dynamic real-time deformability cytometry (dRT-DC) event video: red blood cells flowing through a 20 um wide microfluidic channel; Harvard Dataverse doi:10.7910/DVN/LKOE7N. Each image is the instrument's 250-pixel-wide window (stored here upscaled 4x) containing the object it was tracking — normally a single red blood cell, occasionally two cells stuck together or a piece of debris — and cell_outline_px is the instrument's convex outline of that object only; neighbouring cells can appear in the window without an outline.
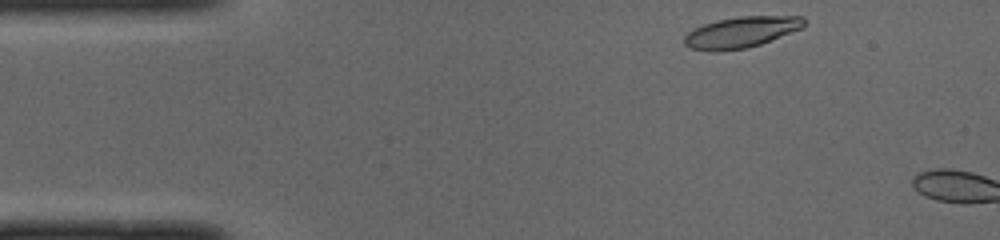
{"species": "common noctule bat (a hibernating species)", "species_latin": "Nyctalus noctula", "temperature_condition": "cold", "stored_images_in_passage": 4, "camera_frame_rate_fps": 3000, "um_per_image_px": 0.085, "animal": {"sex": "male", "body_mass_g": 19.0, "forearm_length_mm": 50.8}, "frame": {"image": 1, "passage_image": 2, "time_ms": 0.333, "image_size_px": [1000, 240], "cell_outline_px": [[804, 28], [760, 44], [748, 48], [692, 48], [684, 44], [684, 36], [688, 32], [704, 24], [716, 20], [740, 16], [800, 16], [804, 20]], "centroid_in_image_um": [63.08, 2.68], "position_along_channel_um": 21.9, "area_um2": 20.81}}